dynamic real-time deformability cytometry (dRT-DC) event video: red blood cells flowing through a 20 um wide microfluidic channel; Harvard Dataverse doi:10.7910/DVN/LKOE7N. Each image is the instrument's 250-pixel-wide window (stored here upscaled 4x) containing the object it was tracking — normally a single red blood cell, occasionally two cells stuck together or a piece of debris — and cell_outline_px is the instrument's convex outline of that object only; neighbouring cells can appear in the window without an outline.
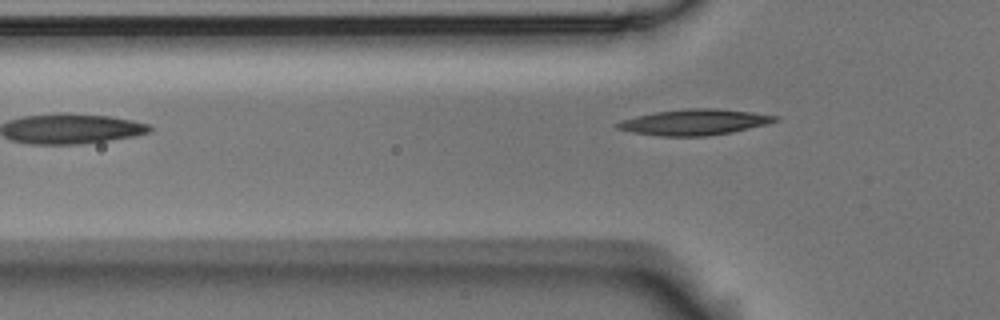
{"species": "Egyptian fruit bat (a non-hibernating species)", "species_latin": "Rousettus aegyptiacus", "temperature_condition": "room temperature", "stored_images_in_passage": 5, "camera_frame_rate_fps": 3000, "um_per_image_px": 0.085, "animal": {"sex": "male"}, "frame": {"image": 1, "passage_image": 5, "time_ms": 1.333, "image_size_px": [1000, 320], "cell_outline_px": [[780, 120], [768, 124], [732, 132], [708, 136], [660, 136], [632, 132], [616, 128], [612, 124], [620, 120], [656, 112], [688, 108], [716, 108], [752, 112], [780, 116]], "centroid_in_image_um": [59.05, 10.38], "position_along_channel_um": 66.8, "area_um2": 23.87}}